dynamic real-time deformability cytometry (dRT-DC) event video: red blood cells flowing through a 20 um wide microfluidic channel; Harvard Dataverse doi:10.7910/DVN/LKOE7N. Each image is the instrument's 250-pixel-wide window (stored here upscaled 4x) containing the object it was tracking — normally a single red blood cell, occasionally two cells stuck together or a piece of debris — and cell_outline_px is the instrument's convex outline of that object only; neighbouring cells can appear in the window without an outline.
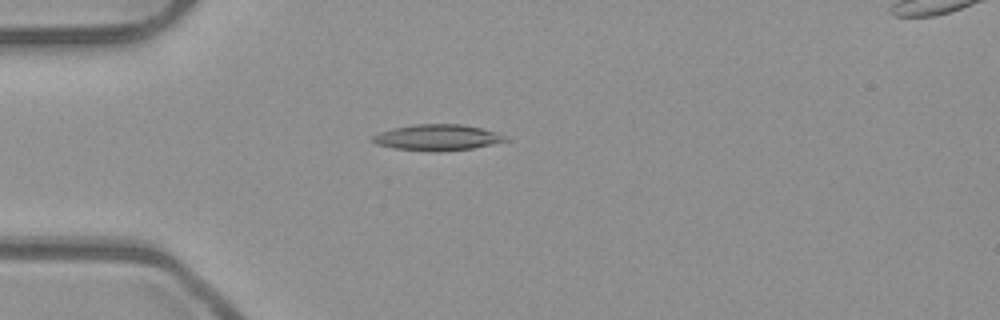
{"species": "common noctule bat (a hibernating species)", "species_latin": "Nyctalus noctula", "temperature_condition": "room temperature", "stored_images_in_passage": 52, "camera_frame_rate_fps": 3000, "um_per_image_px": 0.085, "animal": {"sex": "male", "body_mass_g": 23.1, "forearm_length_mm": 52.7}, "frame": {"image": 1, "passage_image": 14, "time_ms": 4.333, "image_size_px": [1000, 320], "cell_outline_px": [[508, 140], [472, 148], [440, 152], [436, 152], [392, 148], [376, 144], [368, 140], [372, 136], [380, 132], [392, 128], [416, 124], [460, 124], [480, 128], [496, 132], [504, 136]], "centroid_in_image_um": [37.09, 11.69], "position_along_channel_um": 47.9, "area_um2": 20.06}}
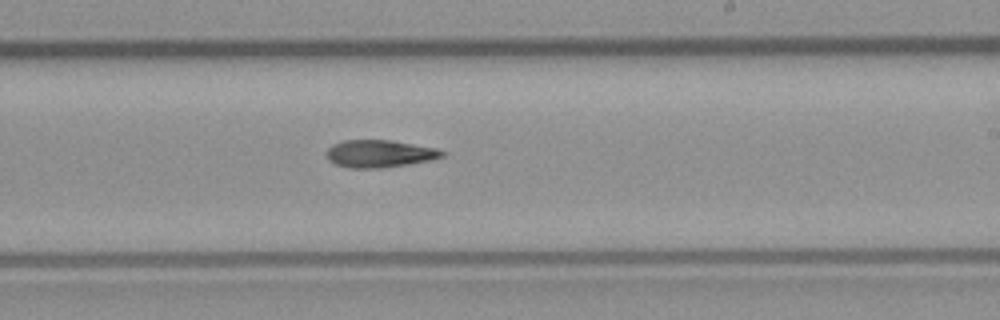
{"frame": {"image": 2, "passage_image": 31, "time_ms": 10.0, "image_size_px": [1000, 320], "cell_outline_px": [[448, 152], [444, 156], [432, 160], [408, 164], [380, 168], [348, 168], [336, 164], [328, 160], [328, 148], [332, 144], [344, 140], [392, 140], [436, 148]], "centroid_in_image_um": [32.3, 13.06], "position_along_channel_um": 256.7, "area_um2": 18.55}}
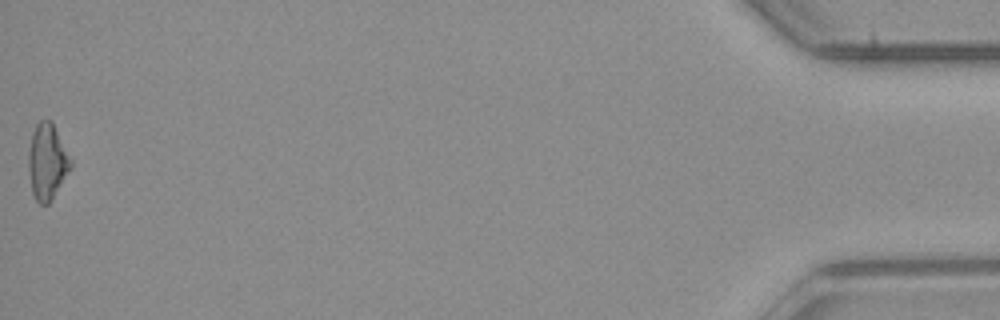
{"frame": {"image": 3, "passage_image": 52, "time_ms": 17.0, "image_size_px": [1000, 320], "cell_outline_px": [[72, 164], [52, 200], [48, 204], [40, 204], [36, 200], [32, 192], [28, 168], [28, 152], [32, 132], [36, 124], [40, 120], [52, 120], [72, 160]], "centroid_in_image_um": [4.0, 13.72], "position_along_channel_um": 431.2, "area_um2": 18.67}}